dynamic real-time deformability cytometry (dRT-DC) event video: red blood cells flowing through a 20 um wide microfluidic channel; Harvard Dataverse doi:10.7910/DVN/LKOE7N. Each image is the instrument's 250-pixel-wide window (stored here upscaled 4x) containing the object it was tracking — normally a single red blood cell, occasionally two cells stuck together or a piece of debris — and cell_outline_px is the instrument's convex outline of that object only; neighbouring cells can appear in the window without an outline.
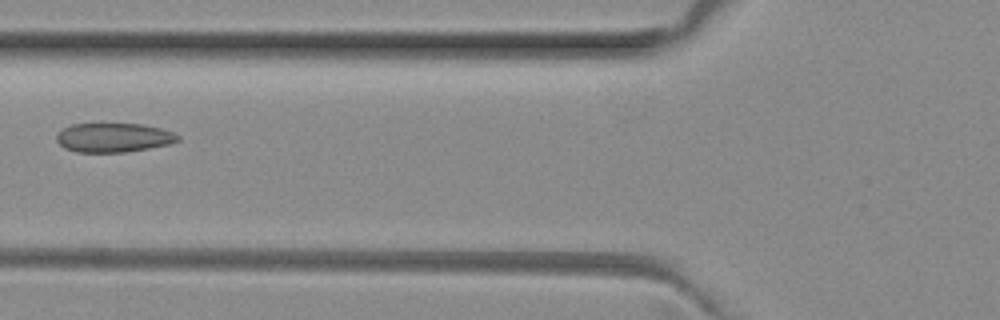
{"species": "common noctule bat (a hibernating species)", "species_latin": "Nyctalus noctula", "temperature_condition": "room temperature", "stored_images_in_passage": 4, "camera_frame_rate_fps": 3000, "um_per_image_px": 0.085, "animal": {"sex": "female", "body_mass_g": 29.2, "forearm_length_mm": 56.3}, "frame": {"image": 1, "passage_image": 3, "time_ms": 0.667, "image_size_px": [1000, 320], "cell_outline_px": [[180, 140], [172, 144], [124, 152], [76, 152], [64, 148], [56, 140], [56, 132], [72, 124], [144, 124], [160, 128], [172, 132], [180, 136]], "centroid_in_image_um": [9.65, 11.69], "position_along_channel_um": 116.1, "area_um2": 20.69}}
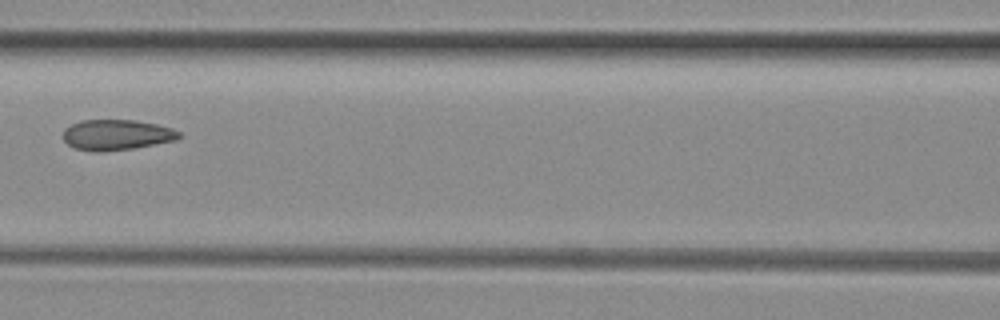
{"frame": {"image": 2, "passage_image": 4, "time_ms": 1.0, "image_size_px": [1000, 320], "cell_outline_px": [[180, 136], [176, 140], [132, 148], [100, 152], [96, 152], [76, 148], [68, 144], [64, 140], [64, 128], [80, 120], [136, 120], [156, 124], [172, 128], [180, 132]], "centroid_in_image_um": [9.9, 11.45], "position_along_channel_um": 156.7, "area_um2": 20.46}}